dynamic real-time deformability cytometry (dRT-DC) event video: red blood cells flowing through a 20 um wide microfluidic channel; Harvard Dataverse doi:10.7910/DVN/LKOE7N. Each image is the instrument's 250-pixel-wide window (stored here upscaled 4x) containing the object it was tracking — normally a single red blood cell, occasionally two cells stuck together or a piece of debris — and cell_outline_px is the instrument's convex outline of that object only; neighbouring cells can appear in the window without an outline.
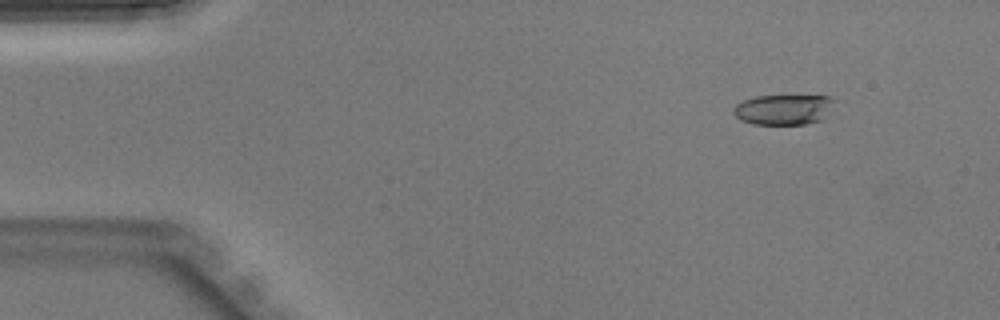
{"species": "Egyptian fruit bat (a non-hibernating species)", "species_latin": "Rousettus aegyptiacus", "temperature_condition": "warm", "stored_images_in_passage": 44, "camera_frame_rate_fps": 3000, "um_per_image_px": 0.085, "animal": {"sex": "male"}, "frame": {"image": 1, "passage_image": 5, "time_ms": 1.333, "image_size_px": [1000, 320], "cell_outline_px": [[836, 100], [820, 120], [804, 124], [752, 124], [740, 120], [732, 112], [732, 108], [736, 104], [744, 100], [756, 96], [828, 96]], "centroid_in_image_um": [66.54, 9.31], "position_along_channel_um": 18.5, "area_um2": 17.63}}
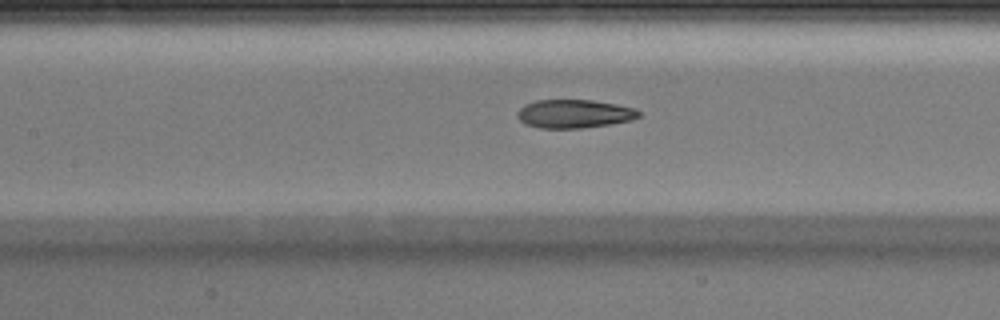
{"frame": {"image": 2, "passage_image": 20, "time_ms": 6.333, "image_size_px": [1000, 320], "cell_outline_px": [[640, 116], [632, 120], [584, 128], [540, 128], [524, 124], [516, 116], [516, 112], [524, 104], [536, 100], [592, 100], [616, 104], [636, 108], [640, 112]], "centroid_in_image_um": [48.78, 9.67], "position_along_channel_um": 158.6, "area_um2": 20.29}}
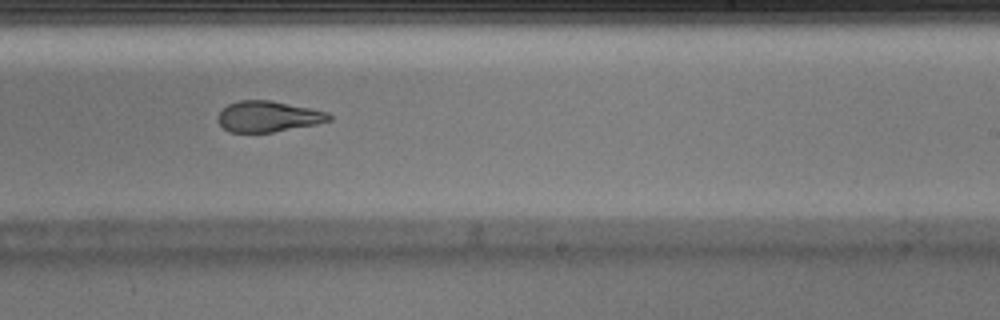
{"frame": {"image": 3, "passage_image": 27, "time_ms": 8.667, "image_size_px": [1000, 320], "cell_outline_px": [[332, 120], [316, 124], [272, 132], [228, 132], [216, 120], [216, 116], [220, 108], [228, 104], [240, 100], [272, 100], [312, 108], [328, 112], [332, 116]], "centroid_in_image_um": [22.76, 9.89], "position_along_channel_um": 266.2, "area_um2": 20.29}}